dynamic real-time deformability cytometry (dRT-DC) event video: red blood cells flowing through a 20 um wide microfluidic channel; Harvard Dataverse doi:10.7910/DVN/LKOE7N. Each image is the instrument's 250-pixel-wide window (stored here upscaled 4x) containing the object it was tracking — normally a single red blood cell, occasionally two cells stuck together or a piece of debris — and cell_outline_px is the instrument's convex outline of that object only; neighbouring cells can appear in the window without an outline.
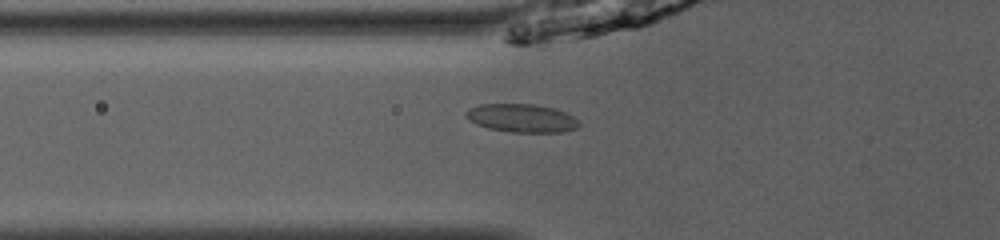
{"species": "common noctule bat (a hibernating species)", "species_latin": "Nyctalus noctula", "temperature_condition": "room temperature", "stored_images_in_passage": 38, "camera_frame_rate_fps": 3000, "um_per_image_px": 0.085, "animal": {"sex": "male", "body_mass_g": 13.0, "forearm_length_mm": 53.1}, "frame": {"image": 1, "passage_image": 7, "time_ms": 2.0, "image_size_px": [1000, 240], "cell_outline_px": [[580, 128], [560, 132], [512, 132], [488, 128], [476, 124], [468, 120], [464, 112], [468, 108], [480, 104], [536, 104], [552, 108], [564, 112], [580, 120]], "centroid_in_image_um": [44.34, 10.04], "position_along_channel_um": 81.5, "area_um2": 18.79}}
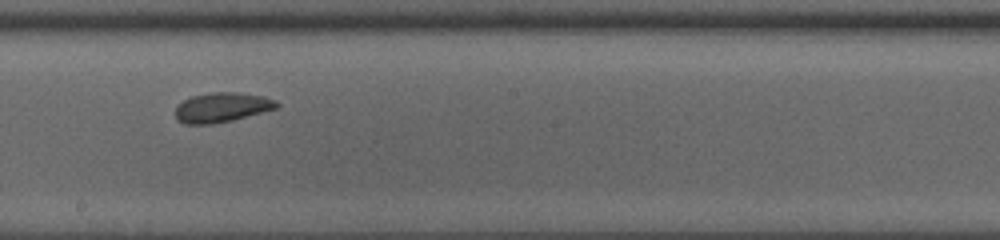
{"frame": {"image": 2, "passage_image": 18, "time_ms": 5.667, "image_size_px": [1000, 240], "cell_outline_px": [[280, 104], [276, 108], [232, 120], [212, 124], [184, 124], [176, 120], [176, 108], [184, 100], [192, 96], [212, 92], [236, 92], [264, 96], [276, 100]], "centroid_in_image_um": [18.85, 9.12], "position_along_channel_um": 229.3, "area_um2": 17.4}}
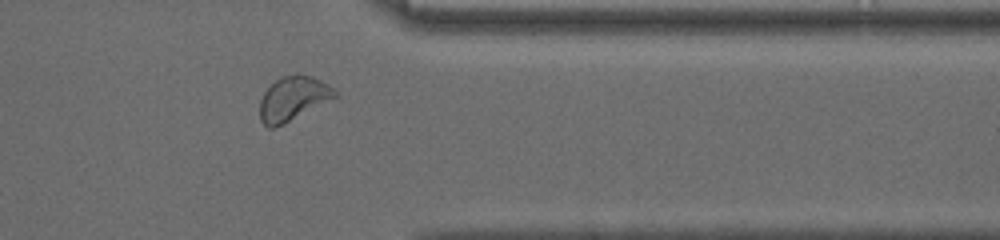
{"frame": {"image": 3, "passage_image": 30, "time_ms": 9.667, "image_size_px": [1000, 240], "cell_outline_px": [[336, 96], [284, 124], [272, 128], [268, 128], [260, 120], [260, 100], [264, 92], [280, 76], [296, 72], [312, 76], [328, 84], [336, 92]], "centroid_in_image_um": [24.87, 8.35], "position_along_channel_um": 386.5, "area_um2": 19.19}, "authors_computed_cell_mechanics": {"area_um2": 17.8313, "velocity_mm_per_s": 4.0221, "shape_relaxation_time_tau1_ms": 1.9879, "shape_relaxation_time_tau2_ms": 1.0642, "deformation_change_tau1": 0.0787, "deformation_change_tau2": 0.0515}}